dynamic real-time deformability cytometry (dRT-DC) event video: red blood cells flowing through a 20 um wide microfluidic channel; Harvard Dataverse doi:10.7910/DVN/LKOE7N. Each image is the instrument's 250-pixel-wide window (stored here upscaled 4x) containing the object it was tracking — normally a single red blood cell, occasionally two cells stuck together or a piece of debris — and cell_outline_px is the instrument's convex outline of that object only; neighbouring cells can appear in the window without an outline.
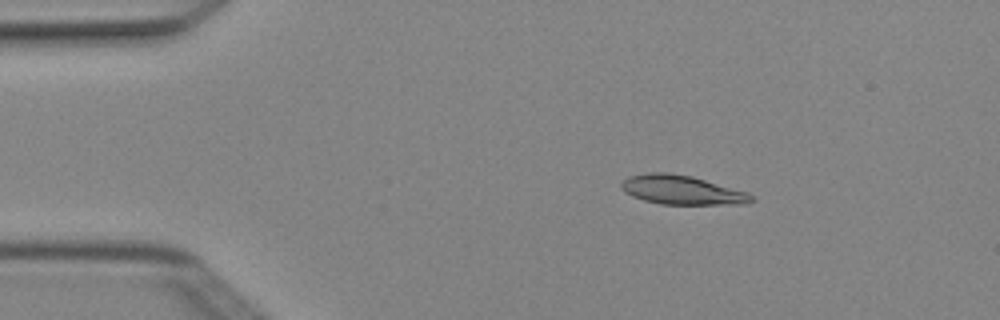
{"species": "Egyptian fruit bat (a non-hibernating species)", "species_latin": "Rousettus aegyptiacus", "temperature_condition": "cold", "stored_images_in_passage": 7, "camera_frame_rate_fps": 3000, "um_per_image_px": 0.085, "animal": {"sex": "female"}, "frame": {"image": 1, "passage_image": 2, "time_ms": 0.333, "image_size_px": [1000, 320], "cell_outline_px": [[756, 200], [748, 204], [660, 204], [644, 200], [632, 196], [624, 192], [620, 188], [620, 184], [628, 176], [648, 172], [668, 172], [692, 176], [748, 192]], "centroid_in_image_um": [57.95, 16.14], "position_along_channel_um": 27.0, "area_um2": 22.25}}
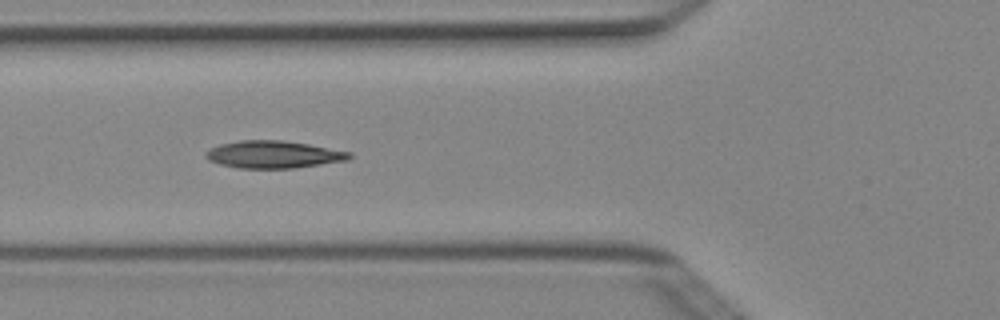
{"frame": {"image": 2, "passage_image": 5, "time_ms": 1.333, "image_size_px": [1000, 320], "cell_outline_px": [[352, 156], [348, 160], [296, 168], [236, 168], [220, 164], [208, 160], [204, 156], [204, 152], [208, 148], [220, 144], [240, 140], [284, 140], [308, 144], [352, 152]], "centroid_in_image_um": [23.21, 13.13], "position_along_channel_um": 102.6, "area_um2": 23.12}}
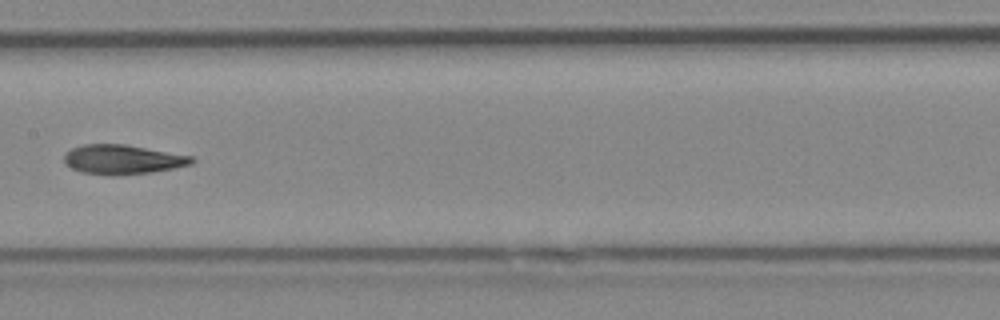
{"frame": {"image": 3, "passage_image": 7, "time_ms": 2.0, "image_size_px": [1000, 320], "cell_outline_px": [[196, 160], [192, 164], [152, 172], [112, 176], [80, 172], [64, 164], [64, 152], [72, 148], [84, 144], [124, 144], [192, 156]], "centroid_in_image_um": [10.38, 13.56], "position_along_channel_um": 197.0, "area_um2": 21.96}}